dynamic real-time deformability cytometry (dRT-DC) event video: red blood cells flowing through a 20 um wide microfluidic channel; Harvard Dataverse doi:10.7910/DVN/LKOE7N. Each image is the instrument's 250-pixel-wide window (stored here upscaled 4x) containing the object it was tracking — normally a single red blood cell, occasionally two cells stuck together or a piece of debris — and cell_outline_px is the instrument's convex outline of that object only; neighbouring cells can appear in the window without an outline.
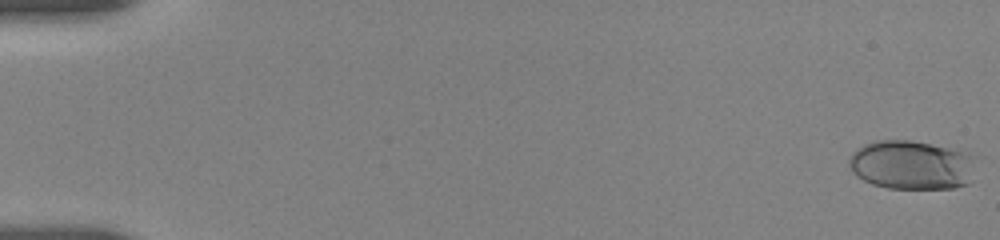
{"species": "human", "species_latin": "Homo sapiens", "temperature_condition": "room temperature", "stored_images_in_passage": 54, "camera_frame_rate_fps": 3000, "um_per_image_px": 0.085, "donor": {"sex": "female"}, "frame": {"image": 1, "passage_image": 1, "time_ms": 0.0, "image_size_px": [1000, 240], "cell_outline_px": [[976, 156], [968, 184], [952, 188], [888, 188], [872, 184], [856, 176], [852, 172], [848, 164], [848, 160], [852, 152], [856, 148], [864, 144], [876, 140], [908, 140], [928, 144]], "centroid_in_image_um": [77.4, 14.03], "position_along_channel_um": 7.6, "area_um2": 35.95}}
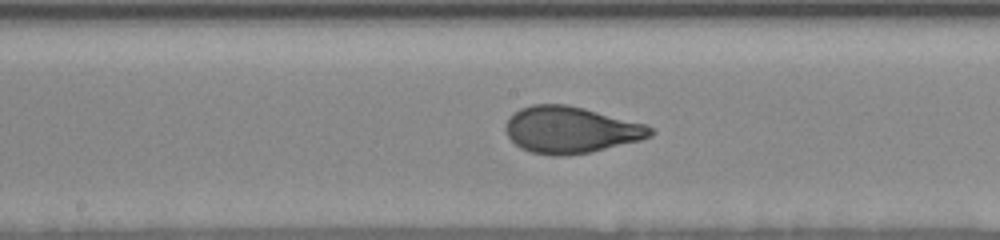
{"frame": {"image": 2, "passage_image": 29, "time_ms": 9.667, "image_size_px": [1000, 240], "cell_outline_px": [[656, 132], [652, 136], [640, 140], [592, 152], [568, 156], [556, 156], [532, 152], [520, 148], [508, 136], [504, 128], [504, 124], [508, 116], [512, 112], [520, 108], [532, 104], [568, 104], [648, 124]], "centroid_in_image_um": [48.51, 11.03], "position_along_channel_um": 199.7, "area_um2": 39.88}}
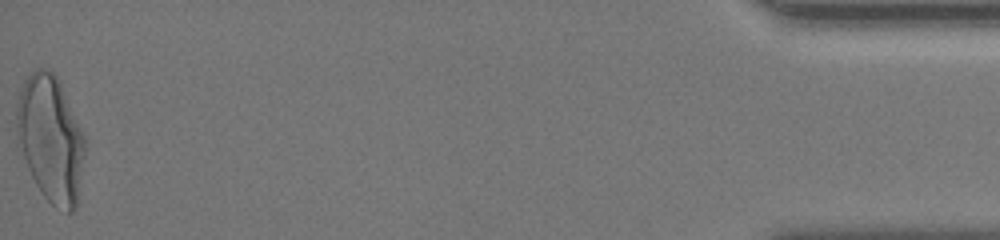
{"frame": {"image": 3, "passage_image": 54, "time_ms": 18.333, "image_size_px": [1000, 240], "cell_outline_px": [[88, 148], [76, 208], [72, 212], [68, 212], [56, 208], [44, 196], [36, 184], [16, 144], [16, 104], [20, 88], [24, 80], [36, 68], [48, 68], [60, 80], [84, 132]], "centroid_in_image_um": [4.33, 11.78], "position_along_channel_um": 430.9, "area_um2": 51.67}, "authors_computed_cell_mechanics": {"area_um2": 38.4948, "velocity_mm_per_s": 3.6816, "shape_relaxation_time_tau1_ms": 3.9293, "shape_relaxation_time_tau2_ms": null, "deformation_change_tau1": 0.1694, "deformation_change_tau2": null}}